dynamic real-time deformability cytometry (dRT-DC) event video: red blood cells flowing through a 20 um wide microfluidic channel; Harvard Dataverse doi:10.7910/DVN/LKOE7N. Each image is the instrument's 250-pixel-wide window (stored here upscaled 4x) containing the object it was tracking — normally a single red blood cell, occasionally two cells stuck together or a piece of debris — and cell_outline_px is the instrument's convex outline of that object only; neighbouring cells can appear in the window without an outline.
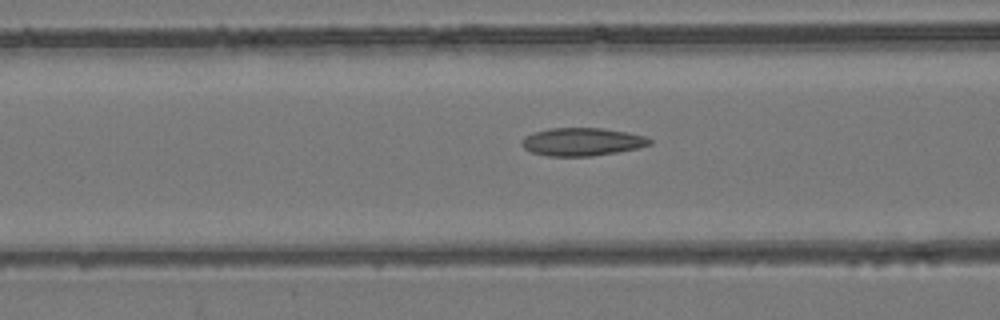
{"species": "common noctule bat (a hibernating species)", "species_latin": "Nyctalus noctula", "temperature_condition": "room temperature", "stored_images_in_passage": 8, "camera_frame_rate_fps": 3000, "um_per_image_px": 0.085, "animal": {"sex": "female", "body_mass_g": 24.6, "forearm_length_mm": 56.2}, "frame": {"image": 1, "passage_image": 6, "time_ms": 1.667, "image_size_px": [1000, 320], "cell_outline_px": [[652, 144], [636, 148], [616, 152], [592, 156], [548, 156], [532, 152], [524, 148], [520, 144], [520, 140], [524, 136], [532, 132], [548, 128], [604, 128], [628, 132], [644, 136], [652, 140]], "centroid_in_image_um": [49.43, 12.04], "position_along_channel_um": 117.2, "area_um2": 20.98}}